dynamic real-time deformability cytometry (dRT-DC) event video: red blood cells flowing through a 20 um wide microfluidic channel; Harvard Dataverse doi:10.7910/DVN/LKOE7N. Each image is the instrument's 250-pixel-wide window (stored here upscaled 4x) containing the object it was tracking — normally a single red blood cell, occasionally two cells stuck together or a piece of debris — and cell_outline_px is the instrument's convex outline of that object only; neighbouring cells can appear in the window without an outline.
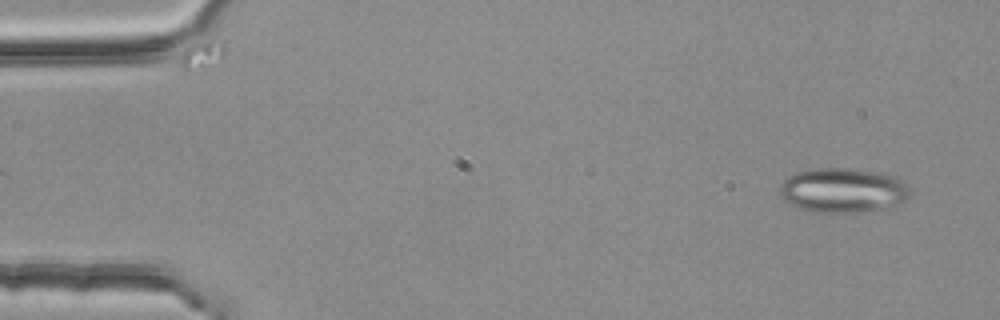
{"species": "common noctule bat (a hibernating species)", "species_latin": "Nyctalus noctula", "temperature_condition": "room temperature", "stored_images_in_passage": 4, "camera_frame_rate_fps": 3000, "um_per_image_px": 0.085, "animal": {"sex": "female", "body_mass_g": 25.1}, "frame": {"image": 1, "passage_image": 4, "time_ms": 1.0, "image_size_px": [1000, 320], "cell_outline_px": [[912, 196], [904, 200], [884, 208], [856, 212], [812, 212], [788, 204], [784, 200], [780, 192], [780, 184], [792, 172], [812, 168], [844, 168], [876, 172], [896, 176], [904, 180], [912, 192]], "centroid_in_image_um": [71.63, 16.16], "position_along_channel_um": 13.4, "area_um2": 34.04}}